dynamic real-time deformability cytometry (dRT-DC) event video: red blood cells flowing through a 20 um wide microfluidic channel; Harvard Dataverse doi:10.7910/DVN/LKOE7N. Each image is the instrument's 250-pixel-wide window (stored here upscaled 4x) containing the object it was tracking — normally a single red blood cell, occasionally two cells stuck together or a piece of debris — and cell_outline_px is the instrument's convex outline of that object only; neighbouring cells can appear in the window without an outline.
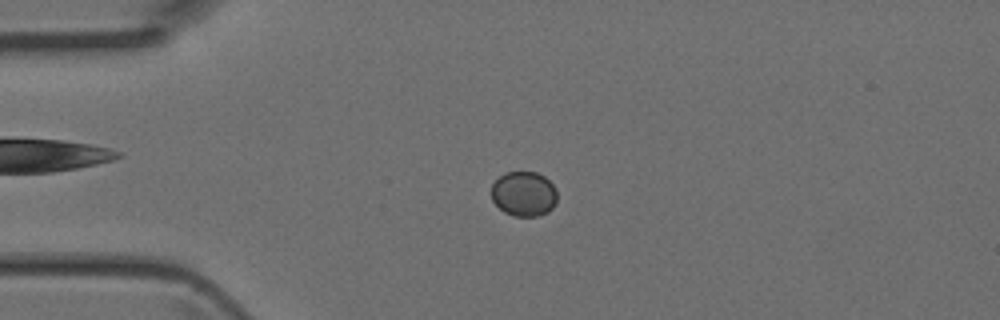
{"species": "Egyptian fruit bat (a non-hibernating species)", "species_latin": "Rousettus aegyptiacus", "temperature_condition": "room temperature", "stored_images_in_passage": 46, "camera_frame_rate_fps": 3000, "um_per_image_px": 0.085, "animal": {"sex": "female"}, "frame": {"image": 1, "passage_image": 12, "time_ms": 3.667, "image_size_px": [1000, 320], "cell_outline_px": [[556, 204], [548, 212], [536, 216], [516, 216], [504, 212], [492, 200], [492, 184], [504, 172], [536, 172], [544, 176], [556, 188]], "centroid_in_image_um": [44.53, 16.47], "position_along_channel_um": 40.5, "area_um2": 17.17}}
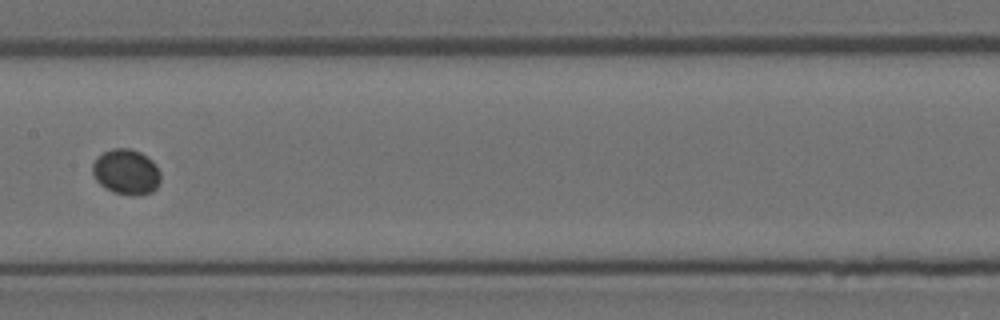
{"frame": {"image": 2, "passage_image": 24, "time_ms": 7.667, "image_size_px": [1000, 320], "cell_outline_px": [[160, 184], [152, 192], [132, 196], [112, 192], [104, 188], [96, 180], [92, 172], [92, 164], [96, 156], [112, 148], [128, 148], [140, 152], [148, 156], [156, 164], [160, 172]], "centroid_in_image_um": [10.72, 14.61], "position_along_channel_um": 196.7, "area_um2": 18.32}}
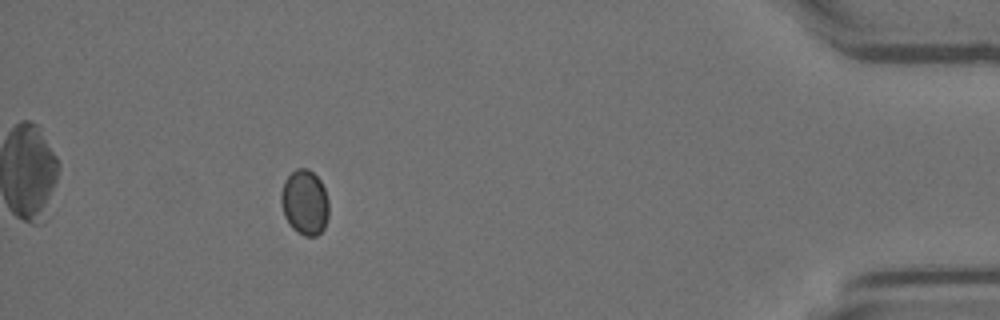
{"frame": {"image": 3, "passage_image": 42, "time_ms": 13.667, "image_size_px": [1000, 320], "cell_outline_px": [[328, 216], [324, 228], [316, 236], [304, 236], [292, 228], [284, 216], [280, 200], [280, 192], [284, 180], [296, 168], [308, 168], [320, 180], [324, 188], [328, 200]], "centroid_in_image_um": [25.89, 17.2], "position_along_channel_um": 409.3, "area_um2": 18.21}}